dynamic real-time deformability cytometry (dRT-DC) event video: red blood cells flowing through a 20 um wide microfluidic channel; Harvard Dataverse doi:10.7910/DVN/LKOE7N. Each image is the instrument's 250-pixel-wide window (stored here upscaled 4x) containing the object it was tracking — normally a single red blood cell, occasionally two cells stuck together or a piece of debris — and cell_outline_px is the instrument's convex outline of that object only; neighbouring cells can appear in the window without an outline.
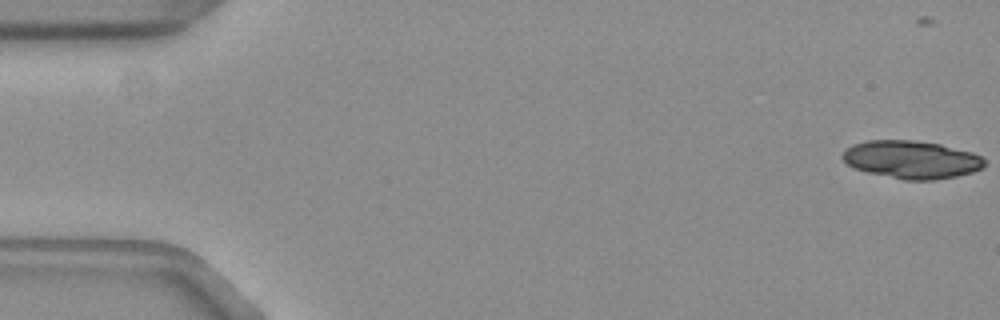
{"species": "common noctule bat (a hibernating species)", "species_latin": "Nyctalus noctula", "temperature_condition": "warm", "stored_images_in_passage": 7, "camera_frame_rate_fps": 3000, "um_per_image_px": 0.085, "animal": {"sex": "female", "body_mass_g": 19.3, "forearm_length_mm": 54.1}, "frame": {"image": 1, "passage_image": 2, "time_ms": 0.333, "image_size_px": [1000, 320], "cell_outline_px": [[984, 164], [980, 168], [972, 172], [956, 176], [932, 180], [904, 180], [868, 172], [852, 168], [844, 160], [844, 152], [848, 148], [856, 144], [868, 140], [908, 140], [940, 144], [972, 152], [980, 156], [984, 160]], "centroid_in_image_um": [77.48, 13.57], "position_along_channel_um": 7.5, "area_um2": 30.87}}